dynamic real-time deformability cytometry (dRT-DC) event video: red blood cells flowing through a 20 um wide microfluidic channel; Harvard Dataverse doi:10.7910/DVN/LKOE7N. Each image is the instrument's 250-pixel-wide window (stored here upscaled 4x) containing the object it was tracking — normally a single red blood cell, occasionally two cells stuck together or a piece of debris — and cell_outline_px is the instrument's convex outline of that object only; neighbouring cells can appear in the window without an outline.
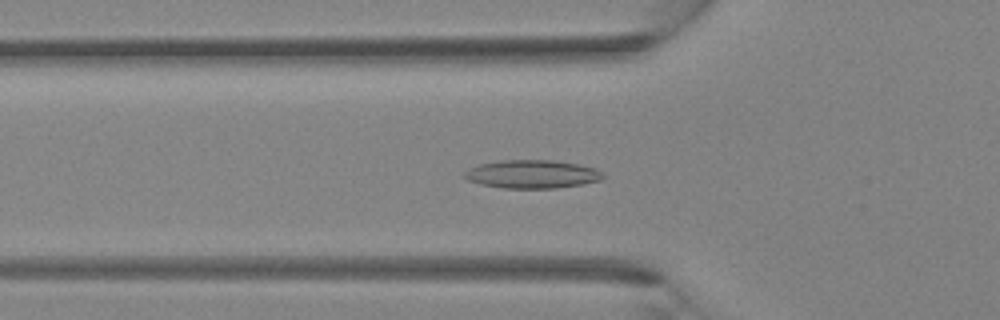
{"species": "Egyptian fruit bat (a non-hibernating species)", "species_latin": "Rousettus aegyptiacus", "temperature_condition": "room temperature", "stored_images_in_passage": 31, "camera_frame_rate_fps": 3000, "um_per_image_px": 0.085, "animal": {"sex": "female"}, "frame": {"image": 1, "passage_image": 4, "time_ms": 1.0, "image_size_px": [1000, 320], "cell_outline_px": [[604, 176], [600, 180], [580, 184], [556, 188], [504, 188], [480, 184], [468, 180], [464, 176], [464, 172], [468, 168], [480, 164], [500, 160], [556, 160], [580, 164], [596, 168], [604, 172]], "centroid_in_image_um": [45.24, 14.79], "position_along_channel_um": 80.6, "area_um2": 22.95}}
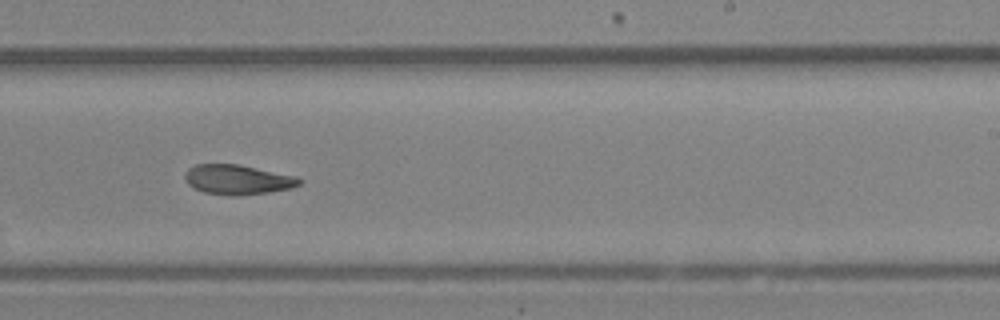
{"frame": {"image": 2, "passage_image": 15, "time_ms": 4.667, "image_size_px": [1000, 320], "cell_outline_px": [[300, 184], [292, 188], [268, 192], [236, 196], [232, 196], [204, 192], [192, 188], [184, 180], [184, 176], [188, 168], [196, 164], [236, 164], [296, 176], [300, 180]], "centroid_in_image_um": [20.14, 15.27], "position_along_channel_um": 268.9, "area_um2": 19.77}}
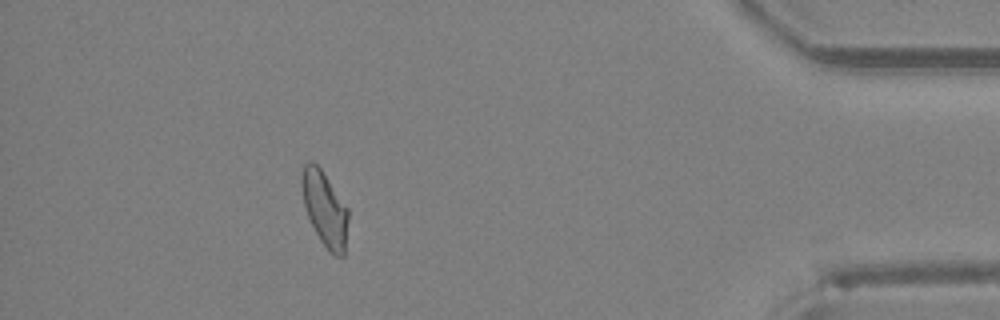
{"frame": {"image": 3, "passage_image": 26, "time_ms": 8.333, "image_size_px": [1000, 320], "cell_outline_px": [[348, 220], [344, 256], [336, 256], [328, 252], [320, 240], [308, 216], [304, 204], [300, 180], [304, 164], [308, 160], [312, 160], [320, 168], [348, 208]], "centroid_in_image_um": [27.6, 17.75], "position_along_channel_um": 407.6, "area_um2": 20.17}}